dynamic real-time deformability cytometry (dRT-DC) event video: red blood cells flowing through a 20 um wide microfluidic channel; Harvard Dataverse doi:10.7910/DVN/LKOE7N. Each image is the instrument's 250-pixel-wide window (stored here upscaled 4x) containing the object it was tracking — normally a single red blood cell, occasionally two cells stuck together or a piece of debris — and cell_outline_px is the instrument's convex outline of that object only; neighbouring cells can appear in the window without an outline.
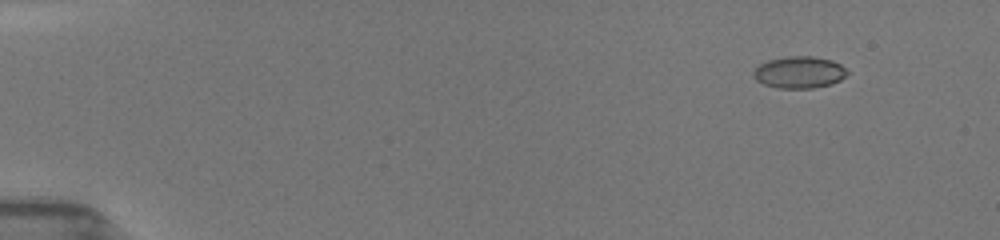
{"species": "common noctule bat (a hibernating species)", "species_latin": "Nyctalus noctula", "temperature_condition": "room temperature", "stored_images_in_passage": 11, "camera_frame_rate_fps": 3000, "um_per_image_px": 0.085, "animal": {"sex": "female", "body_mass_g": 19.5, "forearm_length_mm": 54.1}, "frame": {"image": 1, "passage_image": 2, "time_ms": 1.0, "image_size_px": [1000, 240], "cell_outline_px": [[848, 72], [840, 80], [832, 84], [812, 88], [780, 88], [764, 84], [756, 80], [752, 76], [752, 72], [760, 64], [768, 60], [788, 56], [812, 56], [832, 60], [840, 64]], "centroid_in_image_um": [67.92, 6.14], "position_along_channel_um": 17.1, "area_um2": 17.34}}
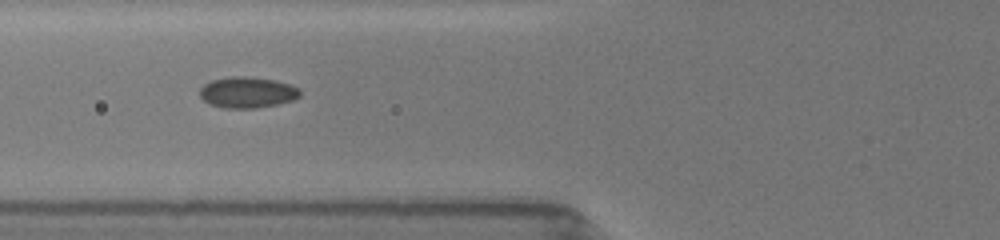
{"frame": {"image": 2, "passage_image": 7, "time_ms": 6.333, "image_size_px": [1000, 240], "cell_outline_px": [[300, 96], [292, 100], [276, 104], [256, 108], [224, 108], [208, 104], [200, 96], [200, 88], [204, 84], [212, 80], [232, 76], [244, 76], [276, 80], [300, 88]], "centroid_in_image_um": [21.01, 7.85], "position_along_channel_um": 104.8, "area_um2": 18.09}}
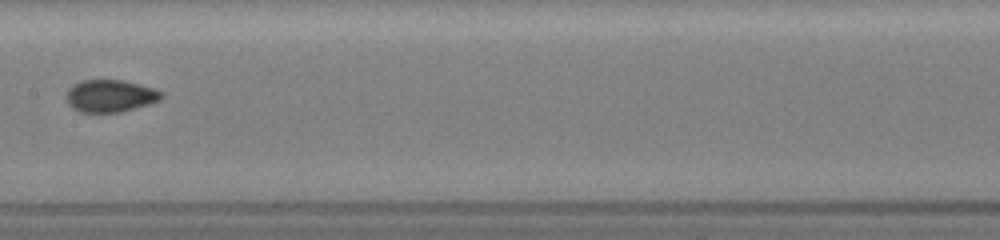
{"frame": {"image": 3, "passage_image": 9, "time_ms": 8.667, "image_size_px": [1000, 240], "cell_outline_px": [[164, 96], [160, 100], [148, 104], [120, 112], [80, 112], [72, 108], [68, 104], [68, 88], [80, 80], [124, 80], [140, 84], [164, 92]], "centroid_in_image_um": [9.39, 8.14], "position_along_channel_um": 198.0, "area_um2": 17.86}}